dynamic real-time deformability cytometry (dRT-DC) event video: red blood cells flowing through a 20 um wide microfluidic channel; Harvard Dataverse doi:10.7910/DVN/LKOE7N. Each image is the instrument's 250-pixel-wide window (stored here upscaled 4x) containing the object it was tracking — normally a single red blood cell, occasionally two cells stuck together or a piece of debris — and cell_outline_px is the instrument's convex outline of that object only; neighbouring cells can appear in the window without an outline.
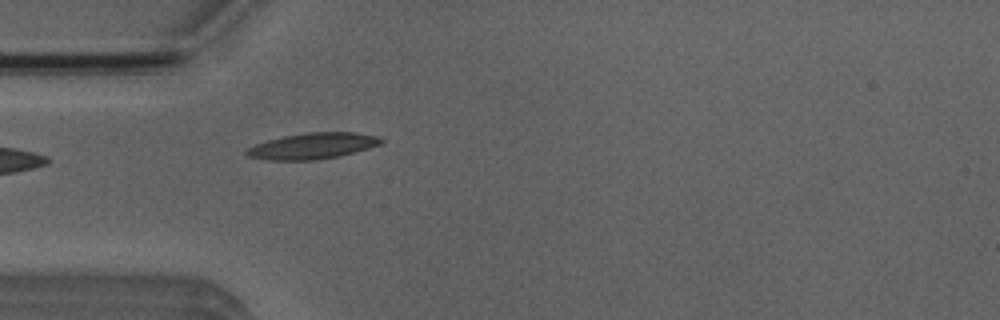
{"species": "Egyptian fruit bat (a non-hibernating species)", "species_latin": "Rousettus aegyptiacus", "temperature_condition": "room temperature", "stored_images_in_passage": 4, "camera_frame_rate_fps": 3000, "um_per_image_px": 0.085, "animal": {"sex": "male"}, "frame": {"image": 1, "passage_image": 4, "time_ms": 4.333, "image_size_px": [1000, 320], "cell_outline_px": [[384, 140], [380, 144], [368, 148], [340, 156], [316, 160], [268, 160], [248, 156], [244, 152], [248, 148], [256, 144], [268, 140], [284, 136], [308, 132], [356, 132], [380, 136]], "centroid_in_image_um": [26.6, 12.4], "position_along_channel_um": 58.4, "area_um2": 20.4}}